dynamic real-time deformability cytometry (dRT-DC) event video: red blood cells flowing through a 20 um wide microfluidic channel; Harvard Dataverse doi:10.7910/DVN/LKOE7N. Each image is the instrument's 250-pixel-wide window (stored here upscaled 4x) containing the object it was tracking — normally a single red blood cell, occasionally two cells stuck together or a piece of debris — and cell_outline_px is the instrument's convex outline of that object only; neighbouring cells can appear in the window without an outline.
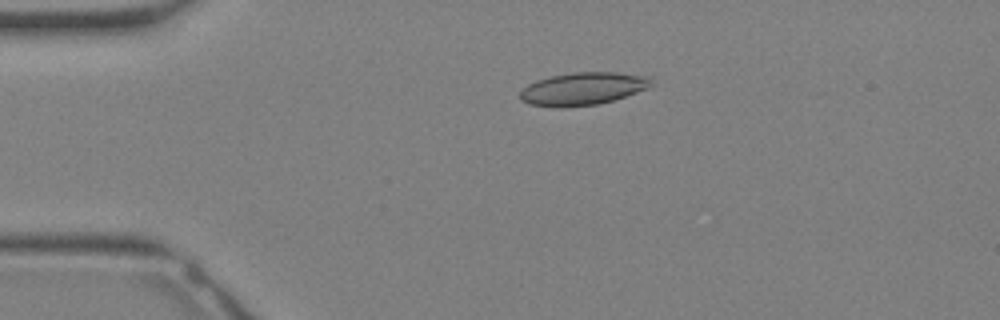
{"species": "Egyptian fruit bat (a non-hibernating species)", "species_latin": "Rousettus aegyptiacus", "temperature_condition": "warm", "stored_images_in_passage": 7, "camera_frame_rate_fps": 3000, "um_per_image_px": 0.085, "animal": {"sex": "female"}, "frame": {"image": 1, "passage_image": 2, "time_ms": 0.333, "image_size_px": [1000, 320], "cell_outline_px": [[652, 84], [648, 88], [612, 100], [596, 104], [556, 108], [528, 104], [520, 100], [520, 92], [528, 84], [536, 80], [552, 76], [572, 72], [616, 72], [644, 76]], "centroid_in_image_um": [49.46, 7.55], "position_along_channel_um": 35.5, "area_um2": 24.68}}
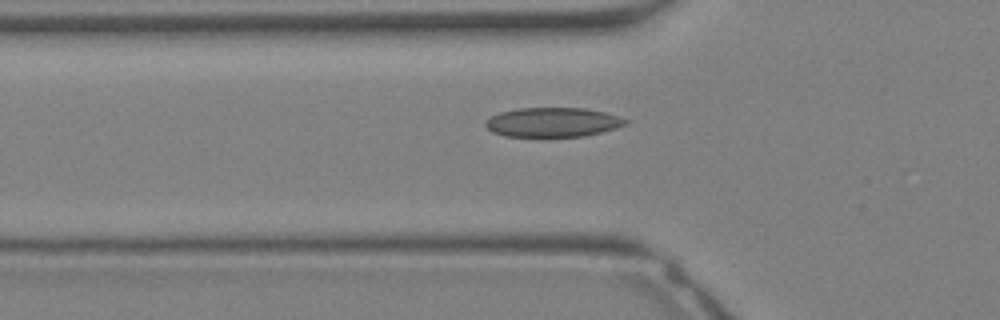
{"frame": {"image": 2, "passage_image": 6, "time_ms": 1.667, "image_size_px": [1000, 320], "cell_outline_px": [[632, 120], [628, 124], [616, 128], [584, 136], [504, 136], [492, 132], [484, 124], [492, 116], [500, 112], [516, 108], [584, 108], [604, 112], [620, 116]], "centroid_in_image_um": [47.04, 10.38], "position_along_channel_um": 78.8, "area_um2": 23.99}}